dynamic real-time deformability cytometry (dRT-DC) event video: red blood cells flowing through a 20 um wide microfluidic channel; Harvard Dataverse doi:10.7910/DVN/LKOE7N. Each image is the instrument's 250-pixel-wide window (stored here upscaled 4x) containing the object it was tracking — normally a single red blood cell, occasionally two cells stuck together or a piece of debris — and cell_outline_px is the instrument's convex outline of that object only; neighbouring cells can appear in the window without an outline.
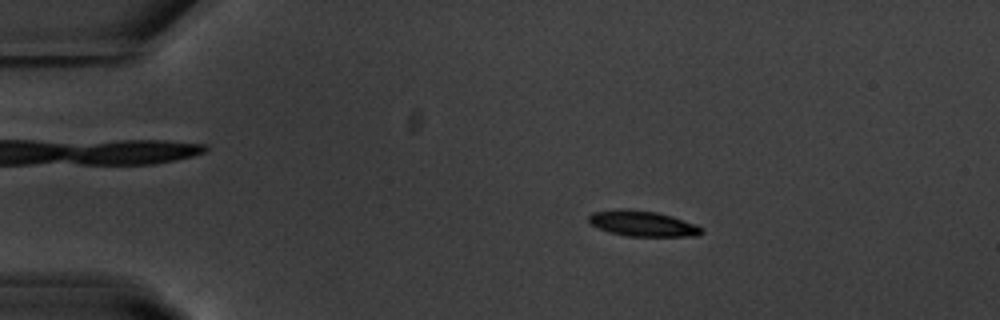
{"species": "common noctule bat (a hibernating species)", "species_latin": "Nyctalus noctula", "temperature_condition": "warm", "stored_images_in_passage": 55, "camera_frame_rate_fps": 3000, "um_per_image_px": 0.085, "animal": {"sex": "male", "body_mass_g": 20.1, "forearm_length_mm": 53.5}, "frame": {"image": 1, "passage_image": 10, "time_ms": 3.0, "image_size_px": [1000, 320], "cell_outline_px": [[704, 232], [696, 236], [628, 236], [608, 232], [592, 224], [588, 220], [588, 216], [592, 212], [620, 208], [624, 208], [656, 212], [672, 216], [696, 224], [704, 228]], "centroid_in_image_um": [54.64, 19.0], "position_along_channel_um": 30.4, "area_um2": 16.88}}
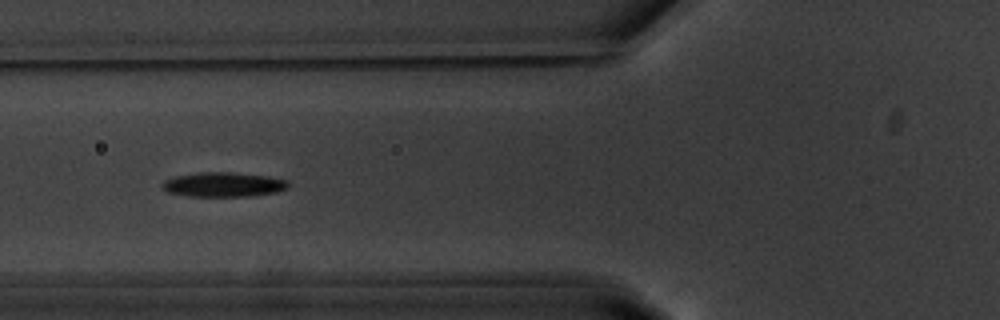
{"frame": {"image": 2, "passage_image": 21, "time_ms": 6.667, "image_size_px": [1000, 320], "cell_outline_px": [[288, 188], [276, 192], [252, 196], [188, 196], [168, 192], [160, 184], [164, 180], [176, 176], [200, 172], [232, 172], [268, 176], [288, 180]], "centroid_in_image_um": [19.0, 15.68], "position_along_channel_um": 106.8, "area_um2": 18.03}}
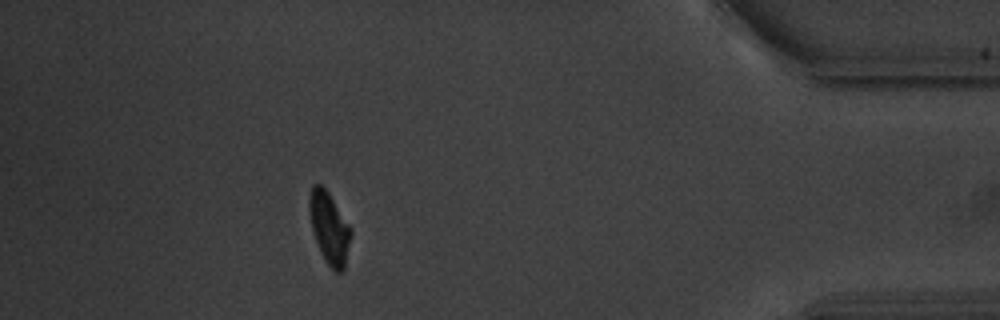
{"frame": {"image": 3, "passage_image": 49, "time_ms": 16.0, "image_size_px": [1000, 320], "cell_outline_px": [[352, 232], [344, 268], [340, 272], [336, 272], [328, 264], [316, 240], [312, 228], [308, 208], [308, 200], [312, 184], [320, 184], [328, 192], [352, 228]], "centroid_in_image_um": [27.99, 19.32], "position_along_channel_um": 407.2, "area_um2": 17.05}, "authors_computed_cell_mechanics": {"area_um2": 17.2244, "velocity_mm_per_s": 3.7059, "shape_relaxation_time_tau1_ms": 2.2695, "shape_relaxation_time_tau2_ms": 8.8806, "deformation_change_tau1": 0.1579, "deformation_change_tau2": 0.1255}}